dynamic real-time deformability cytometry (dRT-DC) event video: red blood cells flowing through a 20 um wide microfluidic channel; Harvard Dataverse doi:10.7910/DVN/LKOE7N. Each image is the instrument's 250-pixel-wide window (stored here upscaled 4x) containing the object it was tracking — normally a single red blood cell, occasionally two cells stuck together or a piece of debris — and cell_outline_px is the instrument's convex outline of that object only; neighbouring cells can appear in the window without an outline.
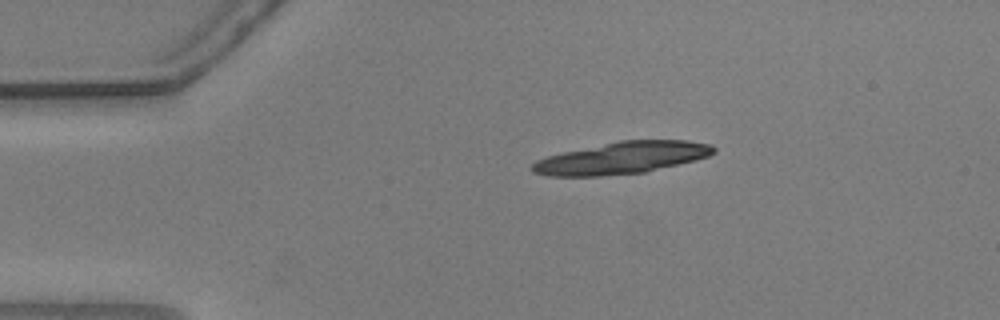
{"species": "common noctule bat (a hibernating species)", "species_latin": "Nyctalus noctula", "temperature_condition": "warm", "stored_images_in_passage": 9, "camera_frame_rate_fps": 3000, "um_per_image_px": 0.085, "animal": {"sex": "male", "body_mass_g": 20.5, "forearm_length_mm": 52.5}, "frame": {"image": 1, "passage_image": 1, "time_ms": 0.0, "image_size_px": [1000, 320], "cell_outline_px": [[716, 152], [708, 156], [696, 160], [644, 172], [600, 176], [548, 176], [532, 172], [528, 168], [536, 160], [548, 156], [564, 152], [620, 140], [688, 140], [712, 144], [716, 148]], "centroid_in_image_um": [52.87, 13.42], "position_along_channel_um": 32.1, "area_um2": 33.76}}